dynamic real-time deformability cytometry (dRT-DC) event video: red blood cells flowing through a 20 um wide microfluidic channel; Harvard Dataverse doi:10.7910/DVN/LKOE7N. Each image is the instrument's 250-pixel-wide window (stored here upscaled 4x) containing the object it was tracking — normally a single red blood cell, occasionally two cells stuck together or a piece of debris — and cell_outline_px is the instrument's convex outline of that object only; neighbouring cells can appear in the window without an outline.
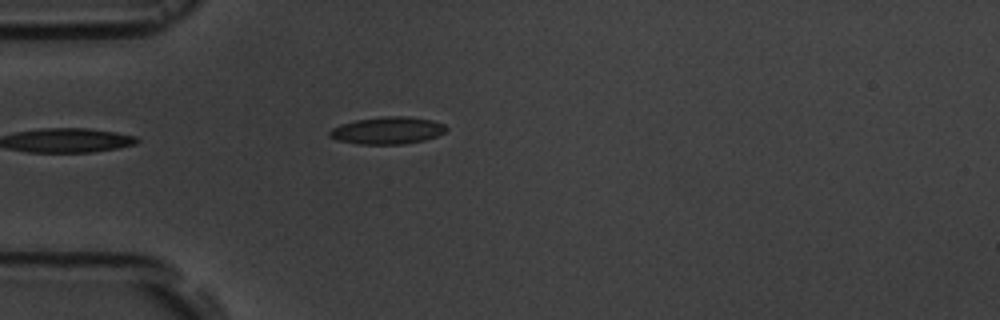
{"species": "common noctule bat (a hibernating species)", "species_latin": "Nyctalus noctula", "temperature_condition": "room temperature", "stored_images_in_passage": 5, "camera_frame_rate_fps": 3000, "um_per_image_px": 0.085, "animal": {"sex": "male", "body_mass_g": 19.5, "forearm_length_mm": 54.6}, "frame": {"image": 1, "passage_image": 5, "time_ms": 4.333, "image_size_px": [1000, 320], "cell_outline_px": [[448, 128], [444, 132], [436, 136], [424, 140], [404, 144], [360, 144], [336, 140], [328, 136], [328, 132], [332, 128], [340, 124], [356, 120], [384, 116], [408, 116], [432, 120], [444, 124]], "centroid_in_image_um": [32.92, 11.09], "position_along_channel_um": 52.1, "area_um2": 18.55}}